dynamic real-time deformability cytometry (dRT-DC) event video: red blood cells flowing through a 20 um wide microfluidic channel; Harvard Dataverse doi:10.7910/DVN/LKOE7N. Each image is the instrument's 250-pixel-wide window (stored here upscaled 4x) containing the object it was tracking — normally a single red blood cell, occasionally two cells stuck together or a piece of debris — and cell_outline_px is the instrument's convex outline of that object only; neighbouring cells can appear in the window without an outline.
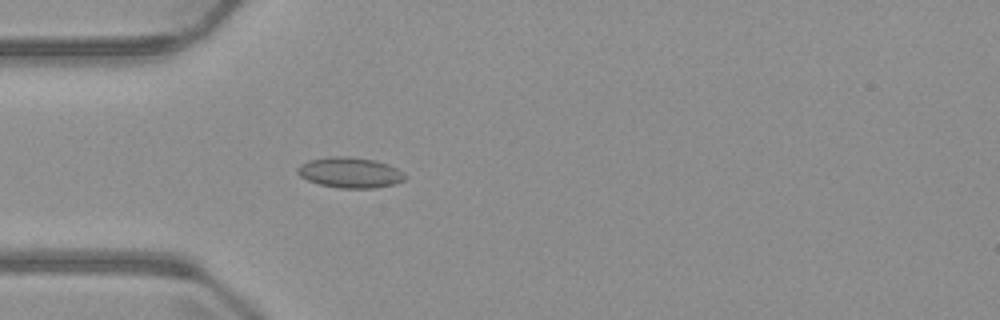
{"species": "common noctule bat (a hibernating species)", "species_latin": "Nyctalus noctula", "temperature_condition": "warm", "stored_images_in_passage": 5, "camera_frame_rate_fps": 3000, "um_per_image_px": 0.085, "animal": {"sex": "male", "body_mass_g": 23.1, "forearm_length_mm": 52.7}, "frame": {"image": 1, "passage_image": 5, "time_ms": 4.667, "image_size_px": [1000, 320], "cell_outline_px": [[408, 176], [404, 180], [396, 184], [376, 188], [340, 188], [320, 184], [308, 180], [300, 176], [296, 172], [296, 168], [300, 164], [308, 160], [332, 156], [348, 156], [376, 160], [388, 164], [404, 172]], "centroid_in_image_um": [29.77, 14.66], "position_along_channel_um": 55.2, "area_um2": 19.36}}